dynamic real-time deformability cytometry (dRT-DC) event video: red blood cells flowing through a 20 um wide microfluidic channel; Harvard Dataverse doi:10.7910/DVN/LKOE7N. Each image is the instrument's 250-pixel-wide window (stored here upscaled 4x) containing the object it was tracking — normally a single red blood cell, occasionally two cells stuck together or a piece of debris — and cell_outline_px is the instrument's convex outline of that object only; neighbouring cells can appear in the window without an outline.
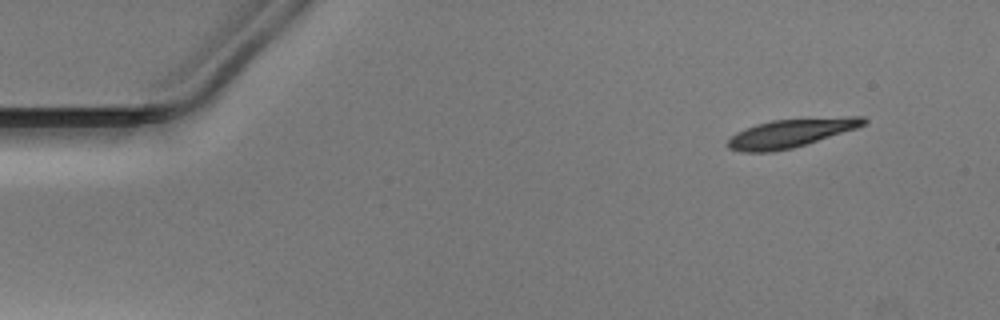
{"species": "Egyptian fruit bat (a non-hibernating species)", "species_latin": "Rousettus aegyptiacus", "temperature_condition": "warm", "stored_images_in_passage": 47, "camera_frame_rate_fps": 3000, "um_per_image_px": 0.085, "animal": {"sex": "male"}, "frame": {"image": 1, "passage_image": 1, "time_ms": 0.0, "image_size_px": [1000, 320], "cell_outline_px": [[868, 120], [864, 124], [856, 128], [792, 148], [772, 152], [740, 152], [728, 148], [728, 140], [736, 132], [744, 128], [756, 124], [772, 120], [848, 116], [864, 116]], "centroid_in_image_um": [67.19, 11.3], "position_along_channel_um": 17.8, "area_um2": 22.43}}
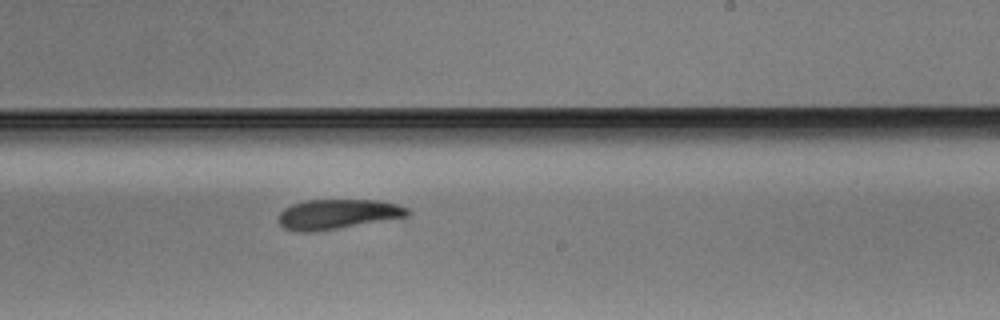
{"frame": {"image": 2, "passage_image": 27, "time_ms": 8.667, "image_size_px": [1000, 320], "cell_outline_px": [[412, 216], [312, 232], [300, 232], [284, 228], [276, 220], [276, 216], [284, 208], [292, 204], [304, 200], [380, 200], [396, 204], [408, 208], [412, 212]], "centroid_in_image_um": [28.69, 18.2], "position_along_channel_um": 260.3, "area_um2": 22.72}}
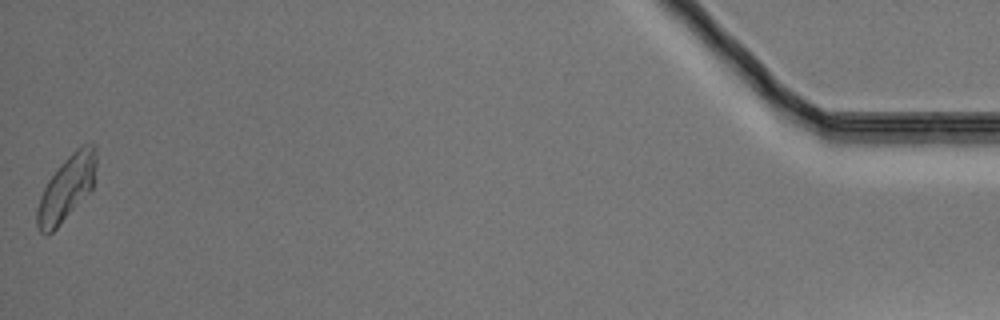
{"frame": {"image": 3, "passage_image": 47, "time_ms": 15.333, "image_size_px": [1000, 320], "cell_outline_px": [[96, 164], [92, 188], [56, 228], [52, 232], [44, 236], [40, 232], [36, 224], [36, 208], [40, 196], [48, 180], [60, 164], [80, 144], [96, 144]], "centroid_in_image_um": [5.64, 15.98], "position_along_channel_um": 429.6, "area_um2": 22.2}}